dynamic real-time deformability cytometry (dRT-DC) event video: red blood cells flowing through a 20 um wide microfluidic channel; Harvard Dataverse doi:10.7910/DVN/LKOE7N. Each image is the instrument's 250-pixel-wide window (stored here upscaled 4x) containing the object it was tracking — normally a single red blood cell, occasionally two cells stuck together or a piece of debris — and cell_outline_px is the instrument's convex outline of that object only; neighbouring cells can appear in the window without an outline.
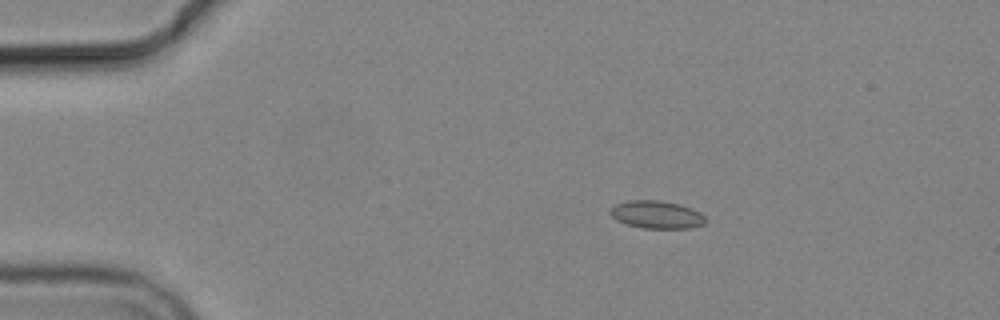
{"species": "common noctule bat (a hibernating species)", "species_latin": "Nyctalus noctula", "temperature_condition": "cold", "stored_images_in_passage": 5, "camera_frame_rate_fps": 3000, "um_per_image_px": 0.085, "animal": {"sex": "male", "body_mass_g": 19.2, "forearm_length_mm": 51.8}, "frame": {"image": 1, "passage_image": 3, "time_ms": 2.333, "image_size_px": [1000, 320], "cell_outline_px": [[708, 220], [704, 224], [692, 228], [644, 228], [628, 224], [616, 220], [608, 212], [616, 204], [628, 200], [660, 200], [680, 204], [692, 208], [700, 212]], "centroid_in_image_um": [55.85, 18.24], "position_along_channel_um": 29.2, "area_um2": 15.49}}